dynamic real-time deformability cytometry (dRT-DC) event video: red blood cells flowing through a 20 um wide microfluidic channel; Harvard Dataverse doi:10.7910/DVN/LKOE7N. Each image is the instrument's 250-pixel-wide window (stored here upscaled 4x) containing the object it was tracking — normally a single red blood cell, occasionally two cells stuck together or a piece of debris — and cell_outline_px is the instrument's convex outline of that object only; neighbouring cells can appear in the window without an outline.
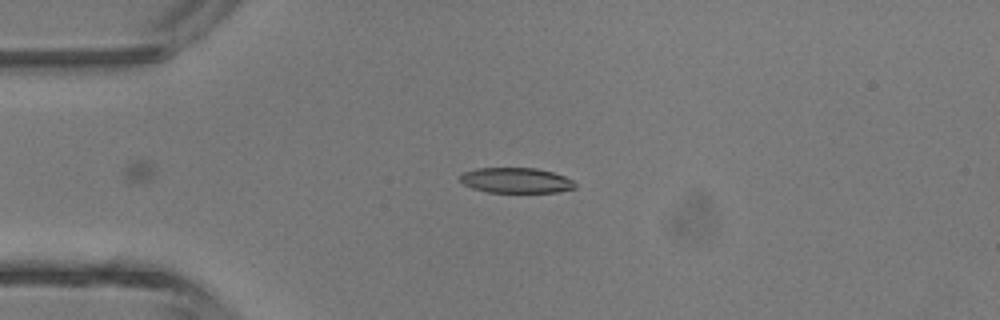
{"species": "common noctule bat (a hibernating species)", "species_latin": "Nyctalus noctula", "temperature_condition": "room temperature", "stored_images_in_passage": 2, "camera_frame_rate_fps": 3000, "um_per_image_px": 0.085, "animal": {"sex": "male", "body_mass_g": 13.3}, "frame": {"image": 1, "passage_image": 2, "time_ms": 1.333, "image_size_px": [1000, 320], "cell_outline_px": [[576, 188], [556, 192], [488, 192], [472, 188], [464, 184], [460, 180], [460, 176], [464, 172], [476, 168], [536, 168], [552, 172], [564, 176], [572, 180], [576, 184]], "centroid_in_image_um": [43.86, 15.33], "position_along_channel_um": 41.1, "area_um2": 16.88}}